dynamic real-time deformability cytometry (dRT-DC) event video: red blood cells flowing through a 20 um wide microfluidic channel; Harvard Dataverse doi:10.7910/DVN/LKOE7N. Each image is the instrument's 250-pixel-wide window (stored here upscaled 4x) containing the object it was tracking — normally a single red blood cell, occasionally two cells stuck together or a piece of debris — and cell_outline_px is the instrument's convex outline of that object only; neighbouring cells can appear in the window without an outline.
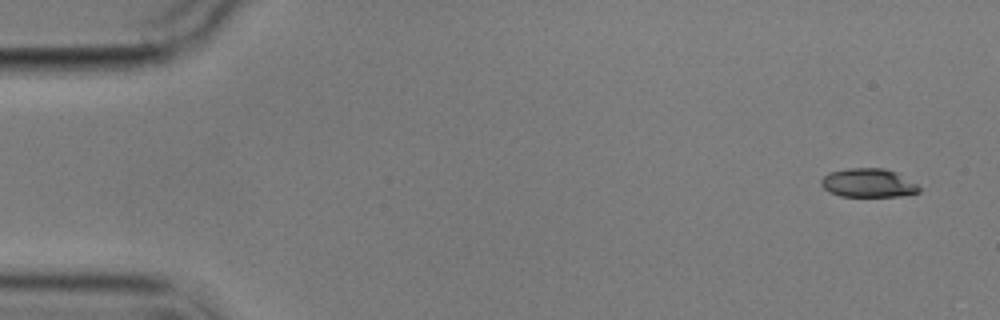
{"species": "common noctule bat (a hibernating species)", "species_latin": "Nyctalus noctula", "temperature_condition": "cold", "stored_images_in_passage": 7, "camera_frame_rate_fps": 3000, "um_per_image_px": 0.085, "animal": {"sex": "male", "body_mass_g": 17.9}, "frame": {"image": 1, "passage_image": 1, "time_ms": 0.0, "image_size_px": [1000, 320], "cell_outline_px": [[920, 192], [900, 196], [840, 196], [828, 192], [820, 184], [820, 180], [824, 176], [832, 172], [848, 168], [884, 168], [896, 172], [916, 184], [920, 188]], "centroid_in_image_um": [73.78, 15.55], "position_along_channel_um": 11.2, "area_um2": 16.3}}
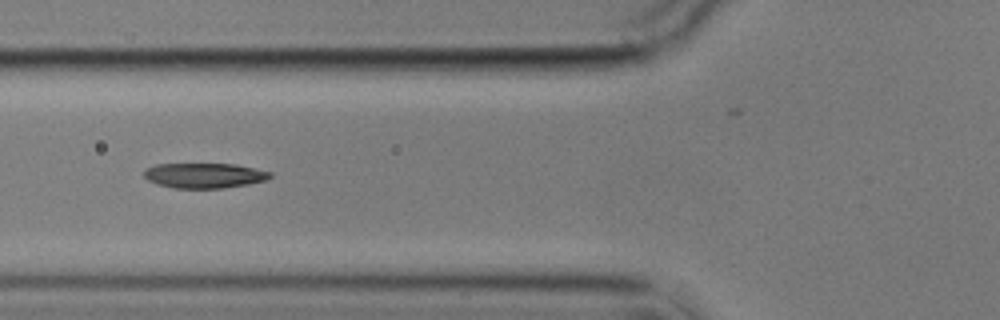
{"frame": {"image": 2, "passage_image": 6, "time_ms": 6.0, "image_size_px": [1000, 320], "cell_outline_px": [[272, 176], [264, 180], [248, 184], [224, 188], [176, 188], [156, 184], [148, 180], [144, 176], [144, 168], [156, 164], [236, 164], [272, 172]], "centroid_in_image_um": [17.34, 14.91], "position_along_channel_um": 108.5, "area_um2": 18.44}}
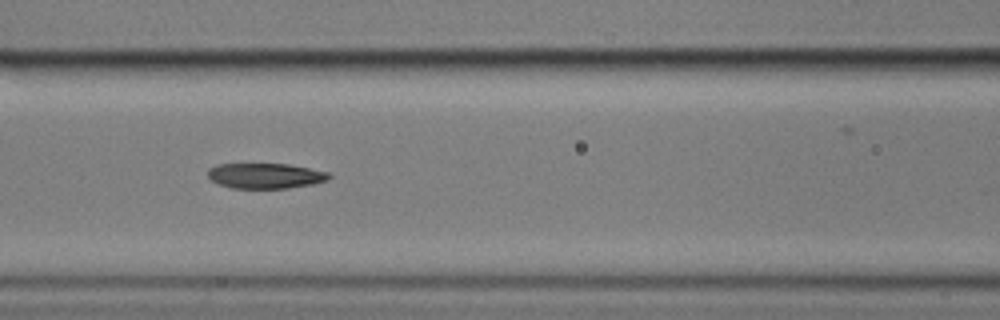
{"frame": {"image": 3, "passage_image": 7, "time_ms": 7.0, "image_size_px": [1000, 320], "cell_outline_px": [[332, 176], [328, 180], [312, 184], [288, 188], [232, 188], [220, 184], [212, 180], [208, 176], [208, 168], [216, 164], [288, 164], [328, 172]], "centroid_in_image_um": [22.56, 14.94], "position_along_channel_um": 144.0, "area_um2": 17.8}}